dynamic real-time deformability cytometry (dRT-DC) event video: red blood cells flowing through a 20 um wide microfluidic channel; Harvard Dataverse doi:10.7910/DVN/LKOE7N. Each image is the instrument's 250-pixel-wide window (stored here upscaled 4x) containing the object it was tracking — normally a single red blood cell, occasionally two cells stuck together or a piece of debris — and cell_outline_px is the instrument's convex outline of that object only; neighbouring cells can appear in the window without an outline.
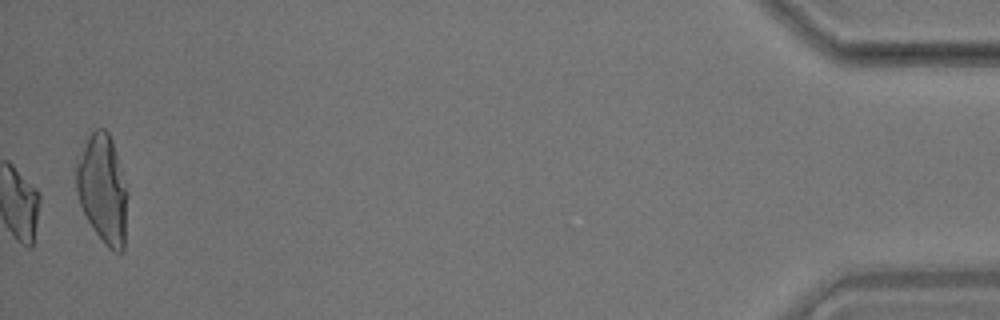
{"species": "common noctule bat (a hibernating species)", "species_latin": "Nyctalus noctula", "temperature_condition": "room temperature", "stored_images_in_passage": 54, "camera_frame_rate_fps": 3000, "um_per_image_px": 0.085, "animal": {"sex": "male", "body_mass_g": 17.9}, "frame": {"image": 1, "passage_image": 54, "time_ms": 17.667, "image_size_px": [1000, 320], "cell_outline_px": [[128, 196], [124, 252], [112, 252], [104, 244], [92, 228], [80, 204], [76, 192], [76, 164], [88, 136], [96, 128], [104, 128], [108, 132], [112, 140], [128, 192]], "centroid_in_image_um": [8.75, 16.12], "position_along_channel_um": 426.5, "area_um2": 32.66}, "authors_computed_cell_mechanics": {"area_um2": 19.3052, "velocity_mm_per_s": 3.5683, "shape_relaxation_time_tau1_ms": 5.7021, "shape_relaxation_time_tau2_ms": 10.6327, "deformation_change_tau1": 0.1803, "deformation_change_tau2": 0.1834}}